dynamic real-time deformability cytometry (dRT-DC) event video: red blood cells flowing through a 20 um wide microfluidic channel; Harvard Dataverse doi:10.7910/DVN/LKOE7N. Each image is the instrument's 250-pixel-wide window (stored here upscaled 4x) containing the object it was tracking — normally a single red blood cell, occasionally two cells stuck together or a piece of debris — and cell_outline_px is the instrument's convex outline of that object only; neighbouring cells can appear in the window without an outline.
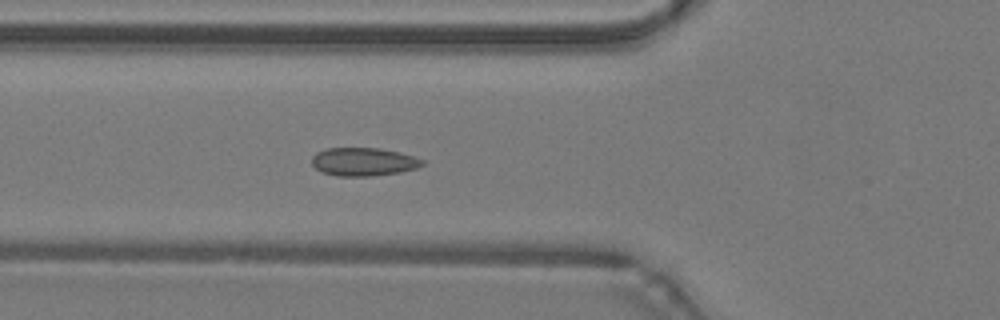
{"species": "common noctule bat (a hibernating species)", "species_latin": "Nyctalus noctula", "temperature_condition": "warm", "stored_images_in_passage": 47, "camera_frame_rate_fps": 3000, "um_per_image_px": 0.085, "animal": {"sex": "male", "body_mass_g": 19.2, "forearm_length_mm": 51.8}, "frame": {"image": 1, "passage_image": 17, "time_ms": 5.333, "image_size_px": [1000, 320], "cell_outline_px": [[424, 164], [416, 168], [400, 172], [372, 176], [336, 176], [320, 172], [312, 164], [312, 156], [316, 152], [324, 148], [380, 148], [412, 156], [424, 160]], "centroid_in_image_um": [30.85, 13.75], "position_along_channel_um": 95.0, "area_um2": 18.21}}
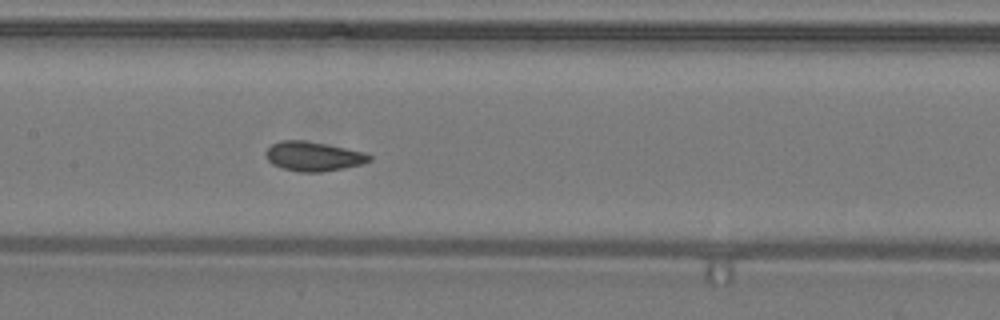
{"frame": {"image": 2, "passage_image": 23, "time_ms": 7.333, "image_size_px": [1000, 320], "cell_outline_px": [[372, 160], [360, 164], [344, 168], [320, 172], [300, 172], [284, 168], [272, 164], [264, 156], [264, 152], [272, 144], [280, 140], [304, 140], [364, 152], [372, 156]], "centroid_in_image_um": [26.6, 13.28], "position_along_channel_um": 180.8, "area_um2": 17.63}}
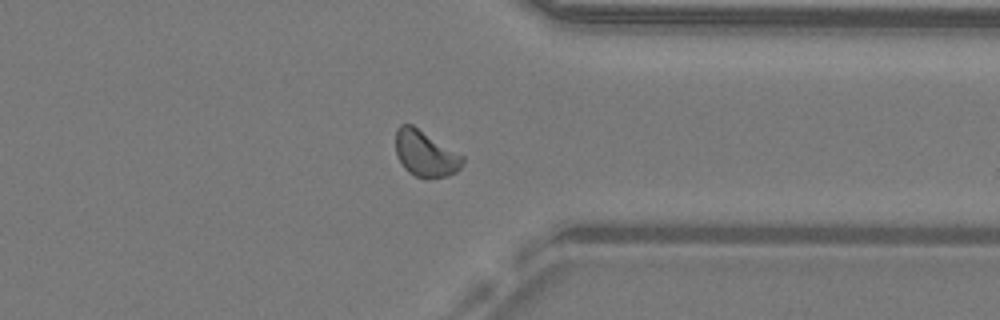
{"frame": {"image": 3, "passage_image": 37, "time_ms": 12.0, "image_size_px": [1000, 320], "cell_outline_px": [[464, 160], [460, 168], [456, 172], [448, 176], [416, 176], [408, 172], [404, 168], [396, 156], [396, 128], [400, 124], [412, 124], [464, 156]], "centroid_in_image_um": [36.14, 13.03], "position_along_channel_um": 375.3, "area_um2": 17.74}, "authors_computed_cell_mechanics": {"area_um2": 17.5134, "velocity_mm_per_s": 4.2618, "shape_relaxation_time_tau1_ms": 5.7824, "shape_relaxation_time_tau2_ms": null, "deformation_change_tau1": 0.0859, "deformation_change_tau2": null}}